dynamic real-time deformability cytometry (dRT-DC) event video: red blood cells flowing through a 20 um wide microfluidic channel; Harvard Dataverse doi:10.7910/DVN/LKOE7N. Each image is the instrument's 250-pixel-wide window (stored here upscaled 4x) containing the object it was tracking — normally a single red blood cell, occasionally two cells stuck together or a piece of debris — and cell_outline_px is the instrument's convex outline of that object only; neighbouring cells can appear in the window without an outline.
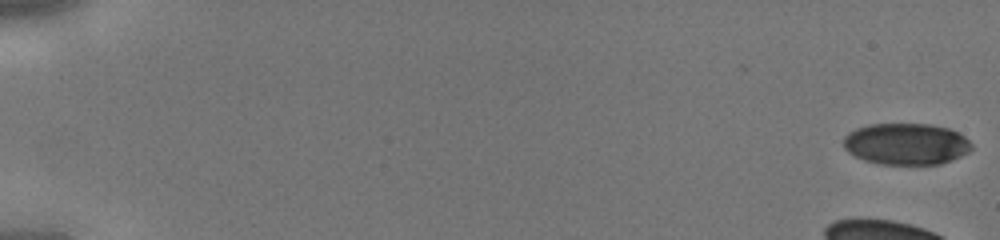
{"species": "human", "species_latin": "Homo sapiens", "temperature_condition": "cold", "stored_images_in_passage": 39, "segment_of_instrument_passage": [1, 2], "camera_frame_rate_fps": 3000, "um_per_image_px": 0.085, "donor": {"sex": "male"}, "frame": {"image": 1, "passage_image": 1, "time_ms": 0.0, "image_size_px": [1000, 240], "cell_outline_px": [[972, 148], [968, 152], [960, 156], [940, 164], [880, 164], [864, 160], [848, 152], [844, 148], [844, 136], [848, 132], [856, 128], [868, 124], [932, 124], [948, 128], [964, 136], [972, 144]], "centroid_in_image_um": [77.0, 12.23], "position_along_channel_um": 8.0, "area_um2": 30.98}}